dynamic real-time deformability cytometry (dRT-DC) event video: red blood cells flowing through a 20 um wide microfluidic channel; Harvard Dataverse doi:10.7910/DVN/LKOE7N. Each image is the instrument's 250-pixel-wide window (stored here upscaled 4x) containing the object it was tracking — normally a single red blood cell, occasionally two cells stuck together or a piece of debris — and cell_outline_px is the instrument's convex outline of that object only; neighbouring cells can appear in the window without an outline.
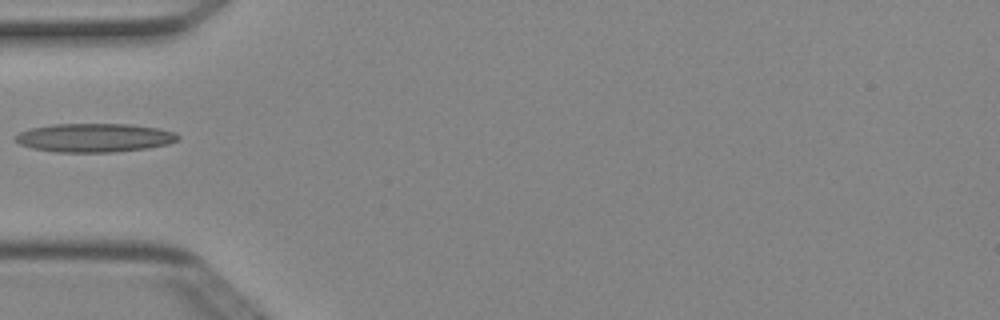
{"species": "Egyptian fruit bat (a non-hibernating species)", "species_latin": "Rousettus aegyptiacus", "temperature_condition": "cold", "stored_images_in_passage": 1, "camera_frame_rate_fps": 3000, "um_per_image_px": 0.085, "animal": {"sex": "female"}, "frame": {"image": 1, "passage_image": 1, "time_ms": 0.0, "image_size_px": [1000, 320], "cell_outline_px": [[180, 136], [176, 140], [168, 144], [148, 148], [116, 152], [56, 152], [32, 148], [20, 144], [12, 136], [20, 132], [32, 128], [52, 124], [128, 124], [160, 128], [176, 132]], "centroid_in_image_um": [8.04, 11.7], "position_along_channel_um": 77.0, "area_um2": 27.28}}